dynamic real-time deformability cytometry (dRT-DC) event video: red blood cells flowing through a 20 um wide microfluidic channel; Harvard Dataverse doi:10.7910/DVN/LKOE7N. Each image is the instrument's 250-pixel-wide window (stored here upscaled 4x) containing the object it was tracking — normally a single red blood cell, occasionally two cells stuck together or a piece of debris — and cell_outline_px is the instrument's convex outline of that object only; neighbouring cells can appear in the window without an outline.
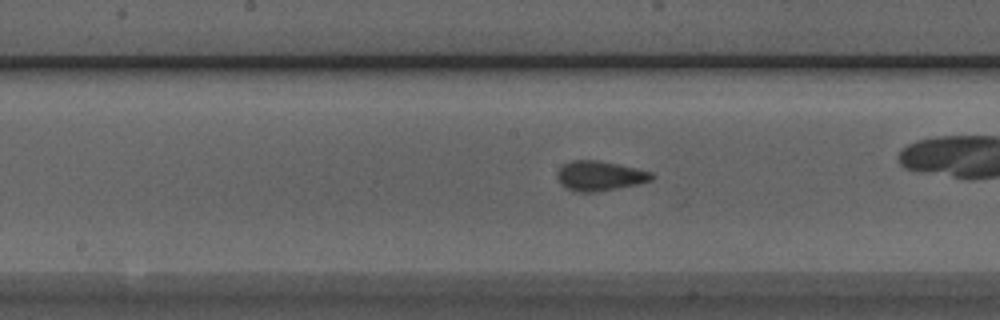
{"species": "Egyptian fruit bat (a non-hibernating species)", "species_latin": "Rousettus aegyptiacus", "temperature_condition": "room temperature", "stored_images_in_passage": 44, "camera_frame_rate_fps": 3000, "um_per_image_px": 0.085, "animal": {"sex": "male"}, "frame": {"image": 1, "passage_image": 26, "time_ms": 8.333, "image_size_px": [1000, 320], "cell_outline_px": [[656, 176], [652, 180], [640, 184], [596, 192], [576, 192], [560, 184], [556, 176], [556, 172], [564, 164], [572, 160], [596, 160], [636, 168], [652, 172]], "centroid_in_image_um": [50.99, 14.96], "position_along_channel_um": 197.2, "area_um2": 16.47}, "authors_computed_cell_mechanics": {"area_um2": 16.473, "velocity_mm_per_s": 3.9234, "shape_relaxation_time_tau1_ms": 6.7585, "shape_relaxation_time_tau2_ms": 1.0881, "deformation_change_tau1": 0.1101, "deformation_change_tau2": 0.0383}}